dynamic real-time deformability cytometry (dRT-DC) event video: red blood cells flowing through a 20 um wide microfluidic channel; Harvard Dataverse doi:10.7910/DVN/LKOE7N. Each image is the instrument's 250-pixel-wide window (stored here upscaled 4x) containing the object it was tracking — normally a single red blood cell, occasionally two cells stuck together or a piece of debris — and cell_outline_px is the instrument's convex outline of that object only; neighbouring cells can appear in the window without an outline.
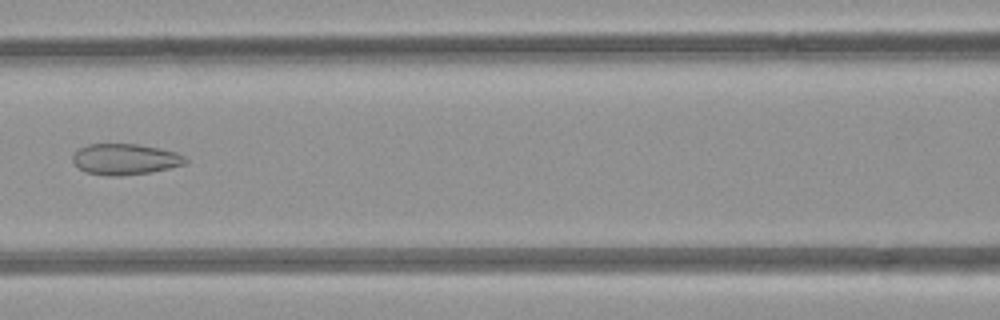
{"species": "common noctule bat (a hibernating species)", "species_latin": "Nyctalus noctula", "temperature_condition": "room temperature", "stored_images_in_passage": 3, "camera_frame_rate_fps": 3000, "um_per_image_px": 0.085, "animal": {"sex": "female", "body_mass_g": 21.9}, "frame": {"image": 1, "passage_image": 3, "time_ms": 2.333, "image_size_px": [1000, 320], "cell_outline_px": [[188, 160], [184, 164], [152, 172], [120, 176], [112, 176], [84, 172], [72, 160], [72, 156], [80, 148], [88, 144], [136, 144], [160, 148], [176, 152], [184, 156]], "centroid_in_image_um": [10.64, 13.53], "position_along_channel_um": 156.0, "area_um2": 20.23}}